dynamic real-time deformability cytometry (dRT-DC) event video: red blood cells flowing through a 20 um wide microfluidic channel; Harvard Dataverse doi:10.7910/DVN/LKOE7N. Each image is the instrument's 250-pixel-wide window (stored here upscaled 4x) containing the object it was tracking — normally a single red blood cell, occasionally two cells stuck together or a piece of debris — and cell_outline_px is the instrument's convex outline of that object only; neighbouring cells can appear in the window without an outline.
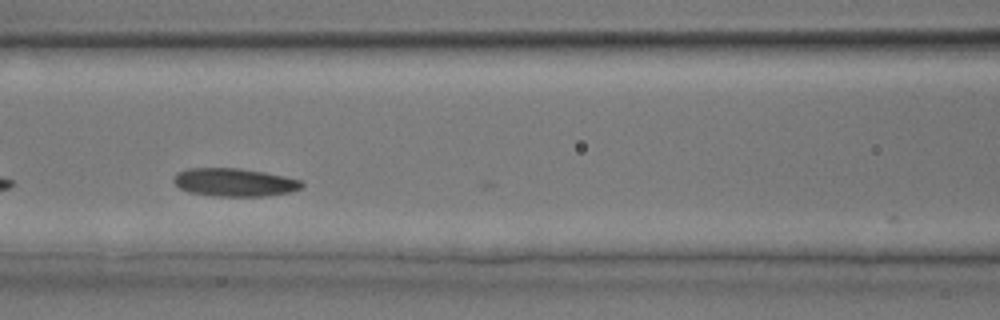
{"species": "common noctule bat (a hibernating species)", "species_latin": "Nyctalus noctula", "temperature_condition": "room temperature", "stored_images_in_passage": 17, "camera_frame_rate_fps": 3000, "um_per_image_px": 0.085, "animal": {"sex": "male", "body_mass_g": 17.9, "forearm_length_mm": 54.2}, "frame": {"image": 1, "passage_image": 5, "time_ms": 1.333, "image_size_px": [1000, 320], "cell_outline_px": [[304, 184], [300, 188], [288, 192], [268, 196], [212, 196], [188, 192], [180, 188], [172, 180], [176, 172], [188, 168], [240, 168], [264, 172], [284, 176], [300, 180]], "centroid_in_image_um": [19.88, 15.49], "position_along_channel_um": 146.7, "area_um2": 21.04}}
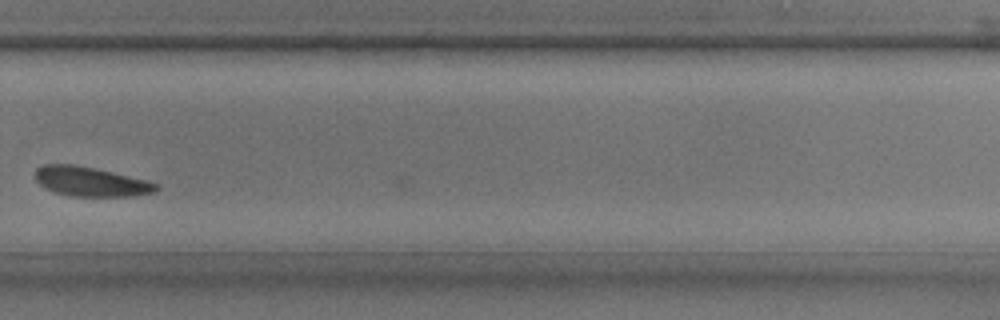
{"frame": {"image": 2, "passage_image": 14, "time_ms": 4.333, "image_size_px": [1000, 320], "cell_outline_px": [[160, 188], [156, 192], [132, 196], [72, 196], [56, 192], [44, 188], [36, 180], [36, 168], [44, 164], [76, 164], [148, 180], [156, 184]], "centroid_in_image_um": [7.72, 15.43], "position_along_channel_um": 322.1, "area_um2": 20.75}}
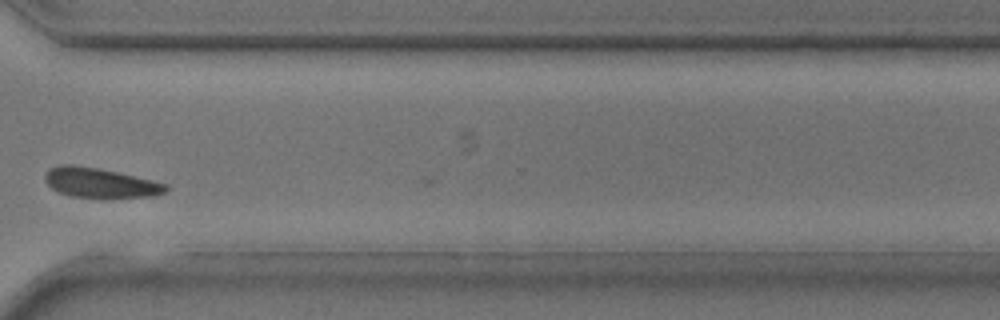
{"frame": {"image": 3, "passage_image": 16, "time_ms": 5.0, "image_size_px": [1000, 320], "cell_outline_px": [[168, 192], [156, 196], [72, 196], [60, 192], [52, 188], [44, 180], [44, 176], [52, 168], [60, 164], [72, 164], [100, 168], [152, 180], [168, 184]], "centroid_in_image_um": [8.54, 15.51], "position_along_channel_um": 362.1, "area_um2": 20.46}}